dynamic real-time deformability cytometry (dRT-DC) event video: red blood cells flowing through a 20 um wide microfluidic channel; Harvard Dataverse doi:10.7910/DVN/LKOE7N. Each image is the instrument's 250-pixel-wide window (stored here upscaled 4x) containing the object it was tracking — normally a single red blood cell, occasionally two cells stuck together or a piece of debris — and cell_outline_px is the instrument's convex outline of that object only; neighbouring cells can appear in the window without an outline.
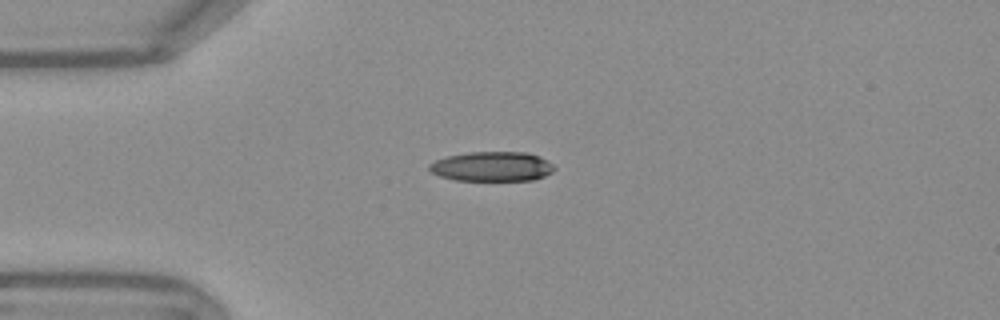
{"species": "Egyptian fruit bat (a non-hibernating species)", "species_latin": "Rousettus aegyptiacus", "temperature_condition": "warm", "stored_images_in_passage": 41, "camera_frame_rate_fps": 3000, "um_per_image_px": 0.085, "frame": {"image": 1, "passage_image": 1, "time_ms": 0.0, "image_size_px": [1000, 320], "cell_outline_px": [[556, 168], [552, 172], [544, 176], [532, 180], [456, 180], [440, 176], [432, 172], [428, 168], [428, 164], [436, 160], [448, 156], [468, 152], [524, 152], [540, 156], [552, 164]], "centroid_in_image_um": [41.83, 14.15], "position_along_channel_um": 43.2, "area_um2": 21.5}}
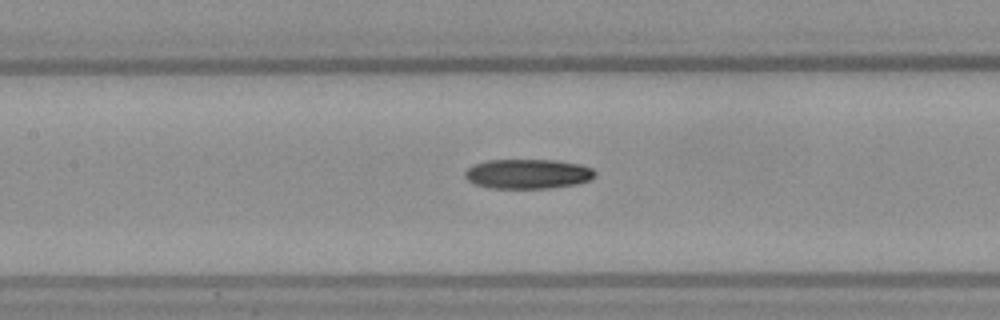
{"frame": {"image": 2, "passage_image": 12, "time_ms": 3.667, "image_size_px": [1000, 320], "cell_outline_px": [[596, 176], [592, 180], [576, 184], [548, 188], [488, 188], [476, 184], [468, 180], [464, 176], [464, 172], [468, 168], [476, 164], [488, 160], [556, 160], [580, 164], [592, 168], [596, 172]], "centroid_in_image_um": [44.9, 14.78], "position_along_channel_um": 162.5, "area_um2": 22.54}}
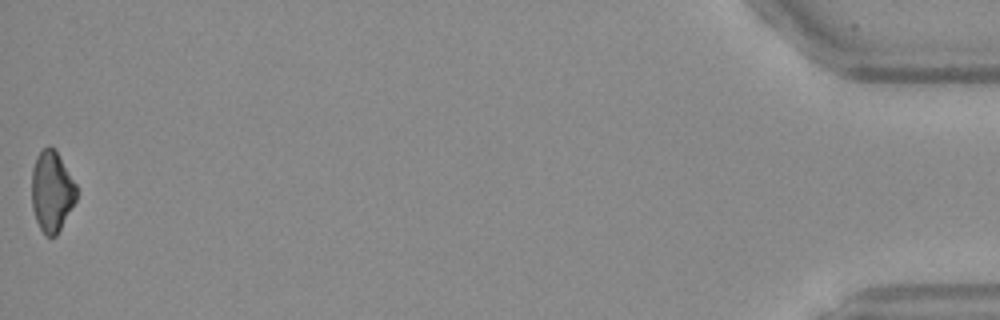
{"frame": {"image": 3, "passage_image": 41, "time_ms": 13.333, "image_size_px": [1000, 320], "cell_outline_px": [[80, 192], [76, 200], [56, 236], [44, 236], [36, 220], [32, 208], [32, 168], [36, 156], [48, 144], [56, 152], [76, 184]], "centroid_in_image_um": [4.4, 16.29], "position_along_channel_um": 430.8, "area_um2": 21.04}}